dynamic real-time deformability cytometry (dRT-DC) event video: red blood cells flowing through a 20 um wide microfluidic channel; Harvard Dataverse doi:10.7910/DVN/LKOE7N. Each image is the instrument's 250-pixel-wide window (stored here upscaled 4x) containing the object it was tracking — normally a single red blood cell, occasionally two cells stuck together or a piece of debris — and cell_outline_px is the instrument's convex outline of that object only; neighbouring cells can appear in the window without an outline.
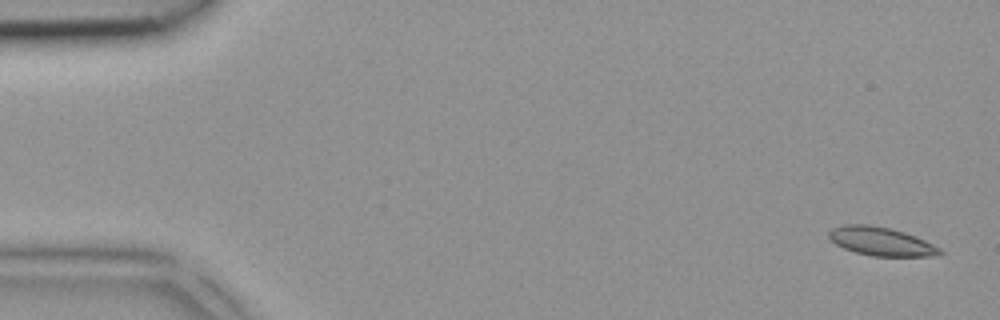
{"species": "common noctule bat (a hibernating species)", "species_latin": "Nyctalus noctula", "temperature_condition": "room temperature", "stored_images_in_passage": 4, "camera_frame_rate_fps": 3000, "um_per_image_px": 0.085, "animal": {"sex": "female", "body_mass_g": 18.4}, "frame": {"image": 1, "passage_image": 1, "time_ms": 0.0, "image_size_px": [1000, 320], "cell_outline_px": [[944, 252], [936, 256], [872, 256], [856, 252], [844, 248], [836, 244], [828, 236], [828, 232], [832, 228], [844, 224], [868, 224], [892, 228], [904, 232], [924, 240], [940, 248]], "centroid_in_image_um": [74.88, 20.51], "position_along_channel_um": 10.1, "area_um2": 18.44}}
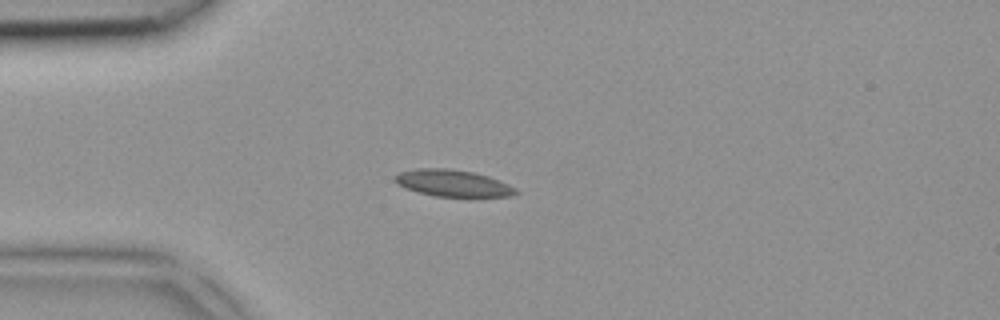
{"frame": {"image": 2, "passage_image": 3, "time_ms": 0.667, "image_size_px": [1000, 320], "cell_outline_px": [[520, 192], [512, 196], [472, 200], [436, 196], [416, 192], [404, 188], [396, 184], [392, 180], [392, 176], [400, 172], [416, 168], [448, 168], [472, 172], [488, 176], [508, 184], [516, 188]], "centroid_in_image_um": [38.52, 15.63], "position_along_channel_um": 46.5, "area_um2": 20.06}}